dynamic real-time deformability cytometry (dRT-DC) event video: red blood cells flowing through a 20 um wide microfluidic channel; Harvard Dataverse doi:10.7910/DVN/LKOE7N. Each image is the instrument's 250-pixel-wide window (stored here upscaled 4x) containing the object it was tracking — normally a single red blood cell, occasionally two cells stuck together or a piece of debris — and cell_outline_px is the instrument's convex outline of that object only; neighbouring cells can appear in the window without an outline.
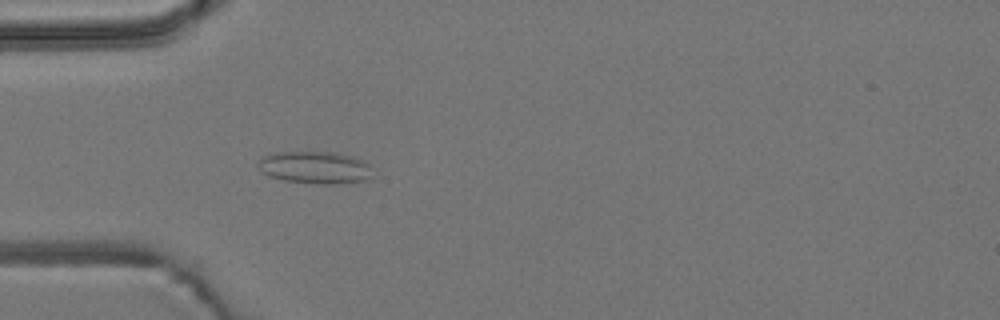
{"species": "common noctule bat (a hibernating species)", "species_latin": "Nyctalus noctula", "temperature_condition": "room temperature", "stored_images_in_passage": 52, "camera_frame_rate_fps": 3000, "um_per_image_px": 0.085, "animal": {"sex": "male", "body_mass_g": 19.2, "forearm_length_mm": 51.8}, "frame": {"image": 1, "passage_image": 15, "time_ms": 4.667, "image_size_px": [1000, 320], "cell_outline_px": [[368, 176], [364, 180], [336, 184], [316, 184], [284, 180], [268, 176], [260, 172], [256, 164], [260, 156], [276, 152], [332, 152], [352, 156], [368, 164]], "centroid_in_image_um": [26.63, 14.23], "position_along_channel_um": 58.4, "area_um2": 21.44}}
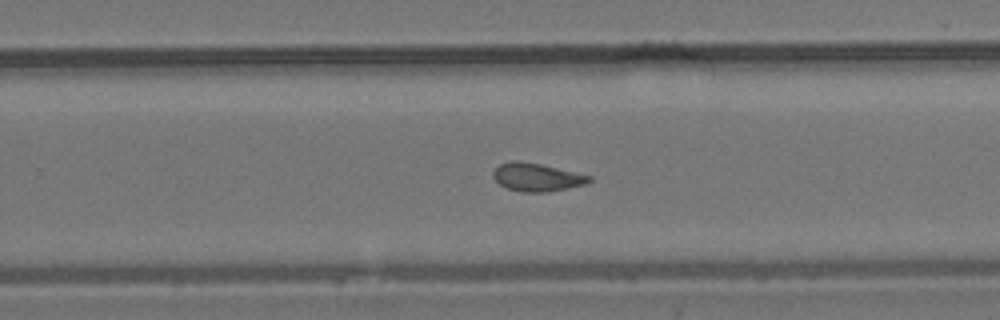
{"frame": {"image": 2, "passage_image": 33, "time_ms": 10.667, "image_size_px": [1000, 320], "cell_outline_px": [[592, 180], [584, 184], [568, 188], [548, 192], [524, 192], [508, 188], [500, 184], [492, 176], [492, 172], [500, 164], [512, 160], [520, 160], [540, 164], [592, 176]], "centroid_in_image_um": [45.62, 15.05], "position_along_channel_um": 284.2, "area_um2": 15.61}}
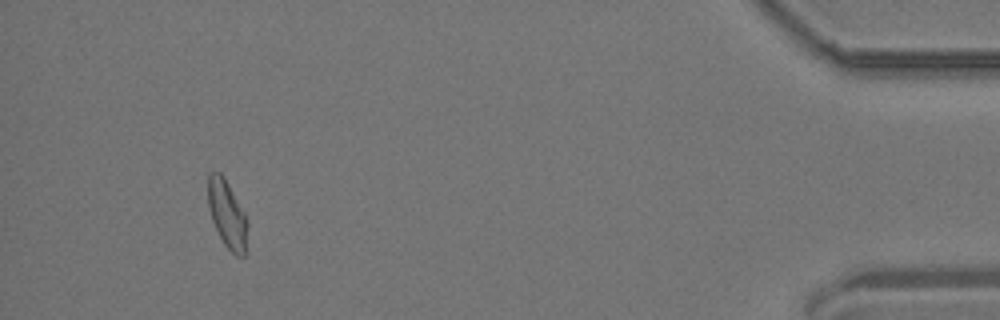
{"frame": {"image": 3, "passage_image": 49, "time_ms": 16.0, "image_size_px": [1000, 320], "cell_outline_px": [[248, 224], [244, 256], [236, 256], [224, 244], [212, 220], [208, 204], [208, 172], [220, 172], [224, 176], [244, 212], [248, 220]], "centroid_in_image_um": [19.31, 18.18], "position_along_channel_um": 415.9, "area_um2": 15.43}, "authors_computed_cell_mechanics": {"area_um2": 16.0106, "velocity_mm_per_s": 3.8268, "shape_relaxation_time_tau1_ms": null, "shape_relaxation_time_tau2_ms": 1.4568, "deformation_change_tau1": null, "deformation_change_tau2": 0.072}}